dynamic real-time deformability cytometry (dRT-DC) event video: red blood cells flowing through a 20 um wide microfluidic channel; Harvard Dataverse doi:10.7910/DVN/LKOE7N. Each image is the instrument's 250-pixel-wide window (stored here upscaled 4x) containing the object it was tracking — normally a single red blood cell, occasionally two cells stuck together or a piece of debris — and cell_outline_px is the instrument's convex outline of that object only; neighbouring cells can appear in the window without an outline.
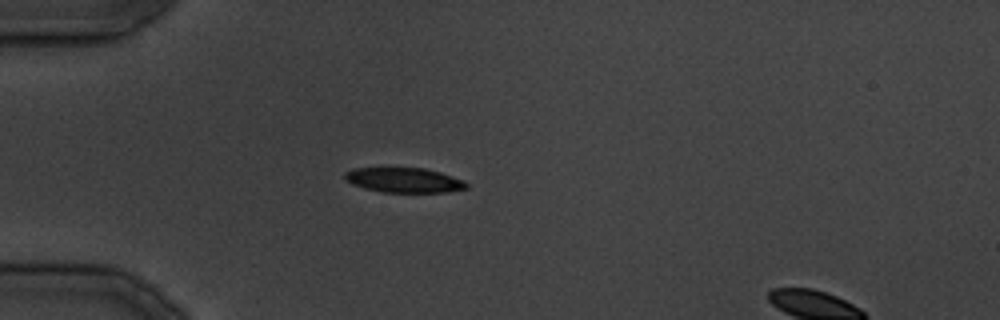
{"species": "common noctule bat (a hibernating species)", "species_latin": "Nyctalus noctula", "temperature_condition": "cold", "stored_images_in_passage": 24, "camera_frame_rate_fps": 3000, "um_per_image_px": 0.085, "animal": {"sex": "male", "body_mass_g": 19.5, "forearm_length_mm": 54.6}, "frame": {"image": 1, "passage_image": 1, "time_ms": 0.0, "image_size_px": [1000, 320], "cell_outline_px": [[468, 188], [448, 192], [384, 192], [364, 188], [352, 184], [344, 180], [344, 172], [352, 168], [424, 168], [440, 172], [464, 180], [468, 184]], "centroid_in_image_um": [34.33, 15.31], "position_along_channel_um": 50.7, "area_um2": 17.69}}
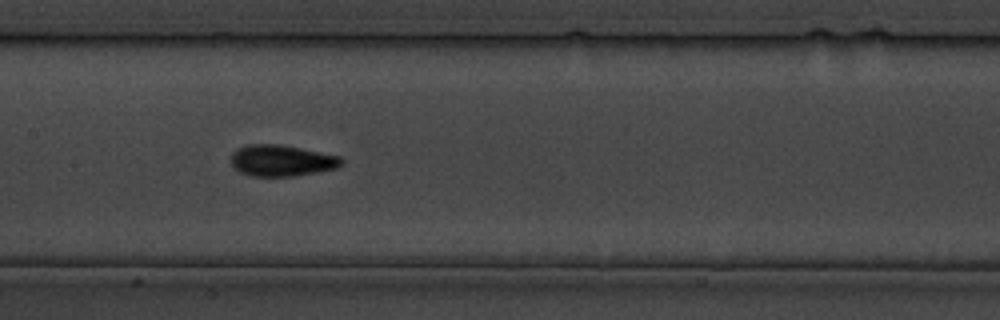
{"frame": {"image": 2, "passage_image": 9, "time_ms": 9.333, "image_size_px": [1000, 320], "cell_outline_px": [[344, 164], [340, 168], [292, 176], [252, 176], [240, 172], [232, 164], [232, 152], [236, 148], [248, 144], [280, 144], [340, 156], [344, 160]], "centroid_in_image_um": [23.97, 13.64], "position_along_channel_um": 183.4, "area_um2": 20.23}}
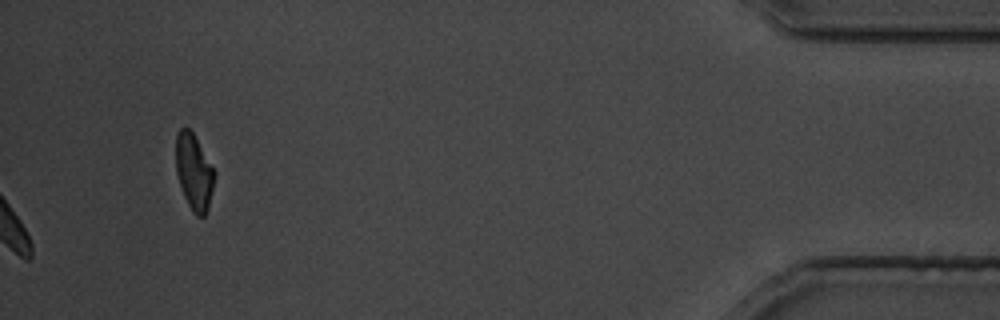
{"frame": {"image": 3, "passage_image": 24, "time_ms": 28.333, "image_size_px": [1000, 320], "cell_outline_px": [[216, 172], [208, 208], [204, 216], [196, 216], [192, 212], [184, 196], [176, 172], [176, 136], [180, 128], [184, 124], [192, 132]], "centroid_in_image_um": [16.48, 14.6], "position_along_channel_um": 418.7, "area_um2": 16.99}}